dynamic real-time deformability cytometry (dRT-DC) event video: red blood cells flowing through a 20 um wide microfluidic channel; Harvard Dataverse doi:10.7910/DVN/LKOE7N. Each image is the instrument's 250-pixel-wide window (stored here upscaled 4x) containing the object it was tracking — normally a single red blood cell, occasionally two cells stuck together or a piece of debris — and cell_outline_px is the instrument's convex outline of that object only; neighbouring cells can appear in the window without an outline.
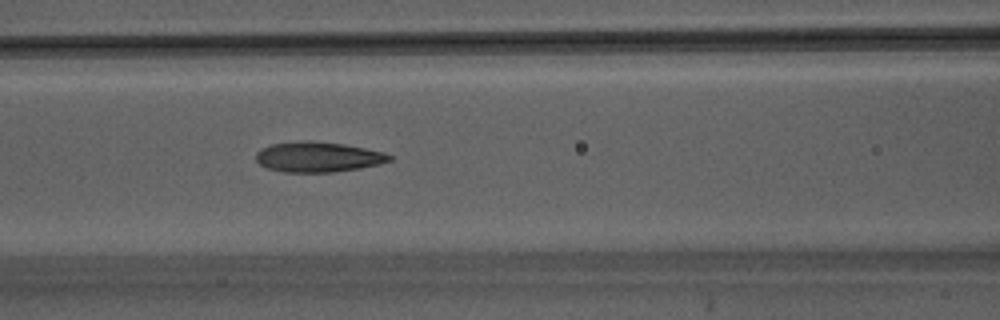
{"species": "Egyptian fruit bat (a non-hibernating species)", "species_latin": "Rousettus aegyptiacus", "temperature_condition": "warm", "stored_images_in_passage": 44, "camera_frame_rate_fps": 3000, "um_per_image_px": 0.085, "animal": {"sex": "male"}, "frame": {"image": 1, "passage_image": 19, "time_ms": 6.0, "image_size_px": [1000, 320], "cell_outline_px": [[392, 160], [380, 164], [360, 168], [332, 172], [284, 172], [268, 168], [260, 164], [256, 160], [256, 152], [260, 148], [272, 144], [300, 140], [308, 140], [344, 144], [384, 152], [392, 156]], "centroid_in_image_um": [27.02, 13.33], "position_along_channel_um": 139.6, "area_um2": 23.58}}
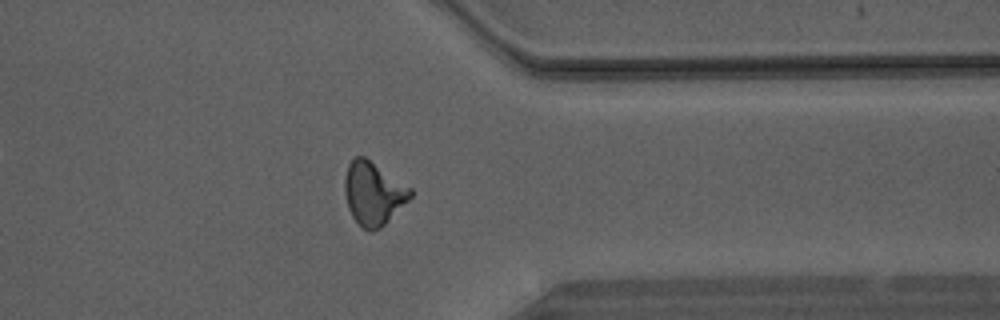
{"frame": {"image": 2, "passage_image": 35, "time_ms": 11.333, "image_size_px": [1000, 320], "cell_outline_px": [[412, 196], [380, 228], [372, 232], [368, 232], [352, 216], [348, 208], [344, 192], [344, 180], [348, 164], [356, 156], [364, 156], [412, 188]], "centroid_in_image_um": [31.72, 16.43], "position_along_channel_um": 379.7, "area_um2": 23.93}}
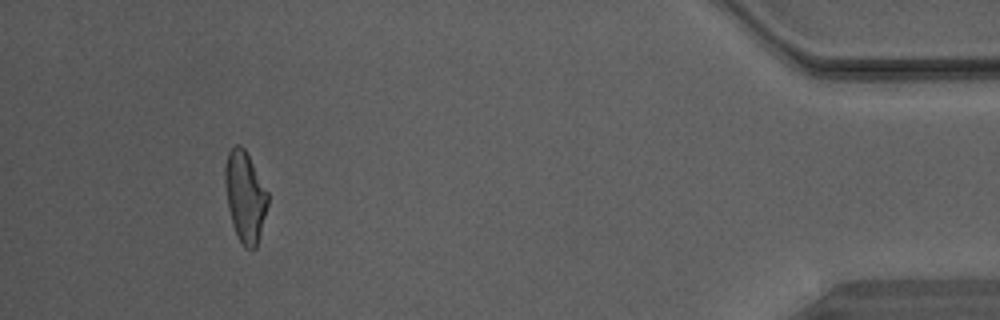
{"frame": {"image": 3, "passage_image": 41, "time_ms": 13.333, "image_size_px": [1000, 320], "cell_outline_px": [[268, 204], [256, 248], [252, 252], [244, 248], [232, 224], [228, 208], [224, 180], [224, 168], [228, 152], [236, 144], [240, 144], [244, 148], [268, 192]], "centroid_in_image_um": [20.82, 16.73], "position_along_channel_um": 414.4, "area_um2": 22.54}}